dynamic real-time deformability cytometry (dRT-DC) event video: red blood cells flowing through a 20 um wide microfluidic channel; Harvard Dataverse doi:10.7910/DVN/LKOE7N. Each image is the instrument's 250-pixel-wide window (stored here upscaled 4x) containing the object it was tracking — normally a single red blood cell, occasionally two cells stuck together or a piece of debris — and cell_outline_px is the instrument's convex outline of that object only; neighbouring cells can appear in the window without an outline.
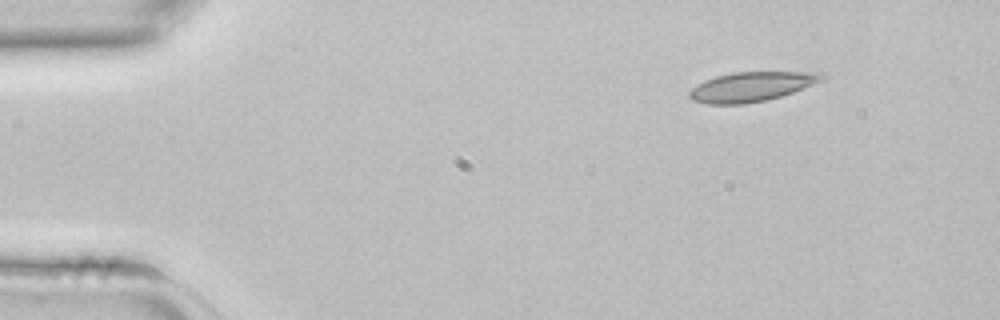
{"species": "common noctule bat (a hibernating species)", "species_latin": "Nyctalus noctula", "temperature_condition": "room temperature", "stored_images_in_passage": 3, "camera_frame_rate_fps": 3000, "um_per_image_px": 0.085, "animal": {"sex": "female", "body_mass_g": 22.7, "forearm_length_mm": 54.2}, "frame": {"image": 1, "passage_image": 1, "time_ms": 0.0, "image_size_px": [1000, 320], "cell_outline_px": [[828, 76], [812, 84], [792, 92], [780, 96], [764, 100], [744, 104], [708, 104], [692, 100], [688, 96], [688, 92], [692, 88], [704, 80], [716, 76], [736, 72], [824, 72]], "centroid_in_image_um": [63.84, 7.36], "position_along_channel_um": 21.2, "area_um2": 22.6}}
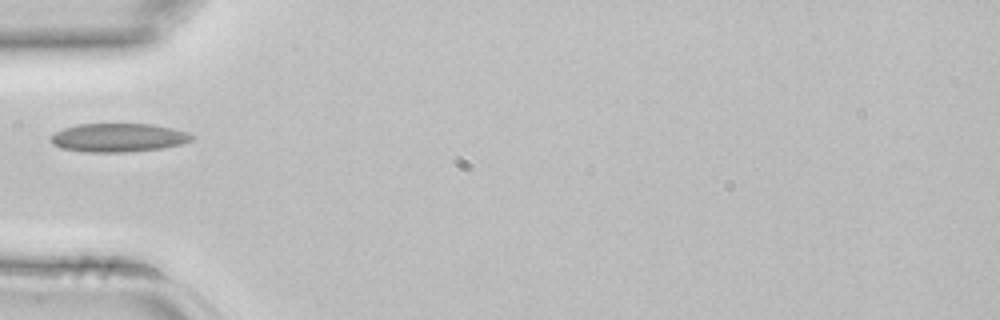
{"frame": {"image": 2, "passage_image": 3, "time_ms": 0.667, "image_size_px": [1000, 320], "cell_outline_px": [[196, 136], [192, 140], [180, 144], [164, 148], [124, 152], [84, 152], [60, 148], [52, 144], [52, 136], [56, 132], [64, 128], [80, 124], [152, 124], [172, 128], [188, 132]], "centroid_in_image_um": [10.09, 11.7], "position_along_channel_um": 74.9, "area_um2": 23.47}}